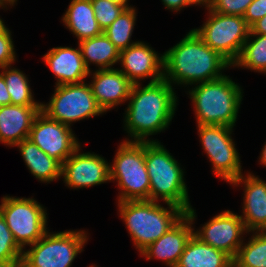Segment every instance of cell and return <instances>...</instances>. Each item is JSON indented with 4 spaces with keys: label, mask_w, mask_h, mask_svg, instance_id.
<instances>
[{
    "label": "cell",
    "mask_w": 266,
    "mask_h": 267,
    "mask_svg": "<svg viewBox=\"0 0 266 267\" xmlns=\"http://www.w3.org/2000/svg\"><path fill=\"white\" fill-rule=\"evenodd\" d=\"M174 89L164 79L143 88L133 84L124 116V130L132 139L125 141H157L148 136L161 133L170 125L178 102Z\"/></svg>",
    "instance_id": "1"
},
{
    "label": "cell",
    "mask_w": 266,
    "mask_h": 267,
    "mask_svg": "<svg viewBox=\"0 0 266 267\" xmlns=\"http://www.w3.org/2000/svg\"><path fill=\"white\" fill-rule=\"evenodd\" d=\"M232 65L192 29L163 53V79L171 85H195L223 77Z\"/></svg>",
    "instance_id": "2"
},
{
    "label": "cell",
    "mask_w": 266,
    "mask_h": 267,
    "mask_svg": "<svg viewBox=\"0 0 266 267\" xmlns=\"http://www.w3.org/2000/svg\"><path fill=\"white\" fill-rule=\"evenodd\" d=\"M120 217L128 229L133 245L141 253L173 227L186 212L167 203V208L157 201L137 200L117 202Z\"/></svg>",
    "instance_id": "3"
},
{
    "label": "cell",
    "mask_w": 266,
    "mask_h": 267,
    "mask_svg": "<svg viewBox=\"0 0 266 267\" xmlns=\"http://www.w3.org/2000/svg\"><path fill=\"white\" fill-rule=\"evenodd\" d=\"M188 93L197 125L235 126L243 90L229 76L196 84Z\"/></svg>",
    "instance_id": "4"
},
{
    "label": "cell",
    "mask_w": 266,
    "mask_h": 267,
    "mask_svg": "<svg viewBox=\"0 0 266 267\" xmlns=\"http://www.w3.org/2000/svg\"><path fill=\"white\" fill-rule=\"evenodd\" d=\"M145 163L150 180L149 200L158 202L162 199L187 212L192 206L184 171L178 161L159 141H147Z\"/></svg>",
    "instance_id": "5"
},
{
    "label": "cell",
    "mask_w": 266,
    "mask_h": 267,
    "mask_svg": "<svg viewBox=\"0 0 266 267\" xmlns=\"http://www.w3.org/2000/svg\"><path fill=\"white\" fill-rule=\"evenodd\" d=\"M109 165L110 182H117L120 201L149 200L150 180L145 163V142L123 141Z\"/></svg>",
    "instance_id": "6"
},
{
    "label": "cell",
    "mask_w": 266,
    "mask_h": 267,
    "mask_svg": "<svg viewBox=\"0 0 266 267\" xmlns=\"http://www.w3.org/2000/svg\"><path fill=\"white\" fill-rule=\"evenodd\" d=\"M84 230L49 232L23 250L20 267H70L88 241Z\"/></svg>",
    "instance_id": "7"
},
{
    "label": "cell",
    "mask_w": 266,
    "mask_h": 267,
    "mask_svg": "<svg viewBox=\"0 0 266 267\" xmlns=\"http://www.w3.org/2000/svg\"><path fill=\"white\" fill-rule=\"evenodd\" d=\"M45 209L34 198L2 197L0 213L22 250L36 243L48 231Z\"/></svg>",
    "instance_id": "8"
},
{
    "label": "cell",
    "mask_w": 266,
    "mask_h": 267,
    "mask_svg": "<svg viewBox=\"0 0 266 267\" xmlns=\"http://www.w3.org/2000/svg\"><path fill=\"white\" fill-rule=\"evenodd\" d=\"M208 13V20L202 27L193 30L205 44L232 65L240 55L250 27L242 16L225 15L210 9Z\"/></svg>",
    "instance_id": "9"
},
{
    "label": "cell",
    "mask_w": 266,
    "mask_h": 267,
    "mask_svg": "<svg viewBox=\"0 0 266 267\" xmlns=\"http://www.w3.org/2000/svg\"><path fill=\"white\" fill-rule=\"evenodd\" d=\"M41 111L50 119L68 126L104 113L95 100L90 84L85 81L55 86L50 101L41 104Z\"/></svg>",
    "instance_id": "10"
},
{
    "label": "cell",
    "mask_w": 266,
    "mask_h": 267,
    "mask_svg": "<svg viewBox=\"0 0 266 267\" xmlns=\"http://www.w3.org/2000/svg\"><path fill=\"white\" fill-rule=\"evenodd\" d=\"M197 128L203 150L213 165V174L230 184L243 173L231 136L233 128L222 125H197Z\"/></svg>",
    "instance_id": "11"
},
{
    "label": "cell",
    "mask_w": 266,
    "mask_h": 267,
    "mask_svg": "<svg viewBox=\"0 0 266 267\" xmlns=\"http://www.w3.org/2000/svg\"><path fill=\"white\" fill-rule=\"evenodd\" d=\"M71 126L50 119L40 111L31 127L28 139L61 165L81 146Z\"/></svg>",
    "instance_id": "12"
},
{
    "label": "cell",
    "mask_w": 266,
    "mask_h": 267,
    "mask_svg": "<svg viewBox=\"0 0 266 267\" xmlns=\"http://www.w3.org/2000/svg\"><path fill=\"white\" fill-rule=\"evenodd\" d=\"M249 232L246 230L240 215L230 210L217 214L202 228L195 231L194 235L202 242L221 250L234 259L243 241V236Z\"/></svg>",
    "instance_id": "13"
},
{
    "label": "cell",
    "mask_w": 266,
    "mask_h": 267,
    "mask_svg": "<svg viewBox=\"0 0 266 267\" xmlns=\"http://www.w3.org/2000/svg\"><path fill=\"white\" fill-rule=\"evenodd\" d=\"M80 150L79 146L62 164L61 177L66 186L83 189L110 181V164L94 152Z\"/></svg>",
    "instance_id": "14"
},
{
    "label": "cell",
    "mask_w": 266,
    "mask_h": 267,
    "mask_svg": "<svg viewBox=\"0 0 266 267\" xmlns=\"http://www.w3.org/2000/svg\"><path fill=\"white\" fill-rule=\"evenodd\" d=\"M196 216V211L191 207L173 227L139 255L146 257L148 261L155 258L163 261L166 266L175 267L194 234L195 229L192 228V224Z\"/></svg>",
    "instance_id": "15"
},
{
    "label": "cell",
    "mask_w": 266,
    "mask_h": 267,
    "mask_svg": "<svg viewBox=\"0 0 266 267\" xmlns=\"http://www.w3.org/2000/svg\"><path fill=\"white\" fill-rule=\"evenodd\" d=\"M160 55V56H159ZM122 69H119L133 84H140L145 78L149 83L163 80V55L142 41L120 51Z\"/></svg>",
    "instance_id": "16"
},
{
    "label": "cell",
    "mask_w": 266,
    "mask_h": 267,
    "mask_svg": "<svg viewBox=\"0 0 266 267\" xmlns=\"http://www.w3.org/2000/svg\"><path fill=\"white\" fill-rule=\"evenodd\" d=\"M93 73V74H92ZM89 83L98 106L107 112L128 101L133 83L118 69H95Z\"/></svg>",
    "instance_id": "17"
},
{
    "label": "cell",
    "mask_w": 266,
    "mask_h": 267,
    "mask_svg": "<svg viewBox=\"0 0 266 267\" xmlns=\"http://www.w3.org/2000/svg\"><path fill=\"white\" fill-rule=\"evenodd\" d=\"M231 185H244L242 218L248 232L266 231V182L252 173L241 174Z\"/></svg>",
    "instance_id": "18"
},
{
    "label": "cell",
    "mask_w": 266,
    "mask_h": 267,
    "mask_svg": "<svg viewBox=\"0 0 266 267\" xmlns=\"http://www.w3.org/2000/svg\"><path fill=\"white\" fill-rule=\"evenodd\" d=\"M45 64L56 76V86L84 82L90 76L80 47H54L43 57Z\"/></svg>",
    "instance_id": "19"
},
{
    "label": "cell",
    "mask_w": 266,
    "mask_h": 267,
    "mask_svg": "<svg viewBox=\"0 0 266 267\" xmlns=\"http://www.w3.org/2000/svg\"><path fill=\"white\" fill-rule=\"evenodd\" d=\"M41 106H0V142L14 147L27 139Z\"/></svg>",
    "instance_id": "20"
},
{
    "label": "cell",
    "mask_w": 266,
    "mask_h": 267,
    "mask_svg": "<svg viewBox=\"0 0 266 267\" xmlns=\"http://www.w3.org/2000/svg\"><path fill=\"white\" fill-rule=\"evenodd\" d=\"M61 20L78 42L103 33L95 18L91 0H71Z\"/></svg>",
    "instance_id": "21"
},
{
    "label": "cell",
    "mask_w": 266,
    "mask_h": 267,
    "mask_svg": "<svg viewBox=\"0 0 266 267\" xmlns=\"http://www.w3.org/2000/svg\"><path fill=\"white\" fill-rule=\"evenodd\" d=\"M175 267H233V259L193 234Z\"/></svg>",
    "instance_id": "22"
},
{
    "label": "cell",
    "mask_w": 266,
    "mask_h": 267,
    "mask_svg": "<svg viewBox=\"0 0 266 267\" xmlns=\"http://www.w3.org/2000/svg\"><path fill=\"white\" fill-rule=\"evenodd\" d=\"M21 156L31 174L43 183L61 178L62 165L42 151L31 140L24 139L17 145Z\"/></svg>",
    "instance_id": "23"
},
{
    "label": "cell",
    "mask_w": 266,
    "mask_h": 267,
    "mask_svg": "<svg viewBox=\"0 0 266 267\" xmlns=\"http://www.w3.org/2000/svg\"><path fill=\"white\" fill-rule=\"evenodd\" d=\"M84 64L89 68L90 64L97 65L98 69H112L119 63L120 50L108 39L104 32L98 36L78 42Z\"/></svg>",
    "instance_id": "24"
},
{
    "label": "cell",
    "mask_w": 266,
    "mask_h": 267,
    "mask_svg": "<svg viewBox=\"0 0 266 267\" xmlns=\"http://www.w3.org/2000/svg\"><path fill=\"white\" fill-rule=\"evenodd\" d=\"M232 66L266 74V35L249 32L240 55Z\"/></svg>",
    "instance_id": "25"
},
{
    "label": "cell",
    "mask_w": 266,
    "mask_h": 267,
    "mask_svg": "<svg viewBox=\"0 0 266 267\" xmlns=\"http://www.w3.org/2000/svg\"><path fill=\"white\" fill-rule=\"evenodd\" d=\"M0 74L4 77L7 91L11 97L12 105L41 106L42 102H36L29 85L27 75L11 65L2 67Z\"/></svg>",
    "instance_id": "26"
},
{
    "label": "cell",
    "mask_w": 266,
    "mask_h": 267,
    "mask_svg": "<svg viewBox=\"0 0 266 267\" xmlns=\"http://www.w3.org/2000/svg\"><path fill=\"white\" fill-rule=\"evenodd\" d=\"M252 237L242 243L233 267H266V231H252Z\"/></svg>",
    "instance_id": "27"
},
{
    "label": "cell",
    "mask_w": 266,
    "mask_h": 267,
    "mask_svg": "<svg viewBox=\"0 0 266 267\" xmlns=\"http://www.w3.org/2000/svg\"><path fill=\"white\" fill-rule=\"evenodd\" d=\"M136 10L134 7L125 9L118 18L103 32L108 39L121 51L132 46L136 42L131 40L133 34Z\"/></svg>",
    "instance_id": "28"
},
{
    "label": "cell",
    "mask_w": 266,
    "mask_h": 267,
    "mask_svg": "<svg viewBox=\"0 0 266 267\" xmlns=\"http://www.w3.org/2000/svg\"><path fill=\"white\" fill-rule=\"evenodd\" d=\"M23 250L0 213V267H20Z\"/></svg>",
    "instance_id": "29"
},
{
    "label": "cell",
    "mask_w": 266,
    "mask_h": 267,
    "mask_svg": "<svg viewBox=\"0 0 266 267\" xmlns=\"http://www.w3.org/2000/svg\"><path fill=\"white\" fill-rule=\"evenodd\" d=\"M95 18L104 31L118 16L125 10L123 6L115 4L109 0H91Z\"/></svg>",
    "instance_id": "30"
},
{
    "label": "cell",
    "mask_w": 266,
    "mask_h": 267,
    "mask_svg": "<svg viewBox=\"0 0 266 267\" xmlns=\"http://www.w3.org/2000/svg\"><path fill=\"white\" fill-rule=\"evenodd\" d=\"M253 0H212L211 11L225 15L244 16Z\"/></svg>",
    "instance_id": "31"
},
{
    "label": "cell",
    "mask_w": 266,
    "mask_h": 267,
    "mask_svg": "<svg viewBox=\"0 0 266 267\" xmlns=\"http://www.w3.org/2000/svg\"><path fill=\"white\" fill-rule=\"evenodd\" d=\"M16 61L14 42L9 28L0 31V68L12 65Z\"/></svg>",
    "instance_id": "32"
},
{
    "label": "cell",
    "mask_w": 266,
    "mask_h": 267,
    "mask_svg": "<svg viewBox=\"0 0 266 267\" xmlns=\"http://www.w3.org/2000/svg\"><path fill=\"white\" fill-rule=\"evenodd\" d=\"M266 15V0H253L247 7V10L243 16L246 23L251 27L259 19Z\"/></svg>",
    "instance_id": "33"
},
{
    "label": "cell",
    "mask_w": 266,
    "mask_h": 267,
    "mask_svg": "<svg viewBox=\"0 0 266 267\" xmlns=\"http://www.w3.org/2000/svg\"><path fill=\"white\" fill-rule=\"evenodd\" d=\"M10 104H11V97L7 91V86L4 77L0 74V106L10 105Z\"/></svg>",
    "instance_id": "34"
},
{
    "label": "cell",
    "mask_w": 266,
    "mask_h": 267,
    "mask_svg": "<svg viewBox=\"0 0 266 267\" xmlns=\"http://www.w3.org/2000/svg\"><path fill=\"white\" fill-rule=\"evenodd\" d=\"M163 5L167 10L173 11H181L182 8L185 7V0H162Z\"/></svg>",
    "instance_id": "35"
},
{
    "label": "cell",
    "mask_w": 266,
    "mask_h": 267,
    "mask_svg": "<svg viewBox=\"0 0 266 267\" xmlns=\"http://www.w3.org/2000/svg\"><path fill=\"white\" fill-rule=\"evenodd\" d=\"M250 32L253 34L266 35V15L250 27Z\"/></svg>",
    "instance_id": "36"
},
{
    "label": "cell",
    "mask_w": 266,
    "mask_h": 267,
    "mask_svg": "<svg viewBox=\"0 0 266 267\" xmlns=\"http://www.w3.org/2000/svg\"><path fill=\"white\" fill-rule=\"evenodd\" d=\"M211 2L212 0H185V7H189L191 5H203L206 7L207 10L211 8Z\"/></svg>",
    "instance_id": "37"
},
{
    "label": "cell",
    "mask_w": 266,
    "mask_h": 267,
    "mask_svg": "<svg viewBox=\"0 0 266 267\" xmlns=\"http://www.w3.org/2000/svg\"><path fill=\"white\" fill-rule=\"evenodd\" d=\"M7 5L9 6H14V3H11L9 1H6V0H2L0 2V8H7ZM6 27L4 21L0 18V31H2L4 28Z\"/></svg>",
    "instance_id": "38"
},
{
    "label": "cell",
    "mask_w": 266,
    "mask_h": 267,
    "mask_svg": "<svg viewBox=\"0 0 266 267\" xmlns=\"http://www.w3.org/2000/svg\"><path fill=\"white\" fill-rule=\"evenodd\" d=\"M261 156H260V158H259V162H260V164L261 165H263L264 167H266V143H265V145L263 146V148H262V152H261V154H260Z\"/></svg>",
    "instance_id": "39"
},
{
    "label": "cell",
    "mask_w": 266,
    "mask_h": 267,
    "mask_svg": "<svg viewBox=\"0 0 266 267\" xmlns=\"http://www.w3.org/2000/svg\"><path fill=\"white\" fill-rule=\"evenodd\" d=\"M115 4H118L120 6H123L125 9L131 8L132 6H129L128 0H109Z\"/></svg>",
    "instance_id": "40"
},
{
    "label": "cell",
    "mask_w": 266,
    "mask_h": 267,
    "mask_svg": "<svg viewBox=\"0 0 266 267\" xmlns=\"http://www.w3.org/2000/svg\"><path fill=\"white\" fill-rule=\"evenodd\" d=\"M6 1H9V2L14 3V4L17 2V0H6Z\"/></svg>",
    "instance_id": "41"
}]
</instances>
